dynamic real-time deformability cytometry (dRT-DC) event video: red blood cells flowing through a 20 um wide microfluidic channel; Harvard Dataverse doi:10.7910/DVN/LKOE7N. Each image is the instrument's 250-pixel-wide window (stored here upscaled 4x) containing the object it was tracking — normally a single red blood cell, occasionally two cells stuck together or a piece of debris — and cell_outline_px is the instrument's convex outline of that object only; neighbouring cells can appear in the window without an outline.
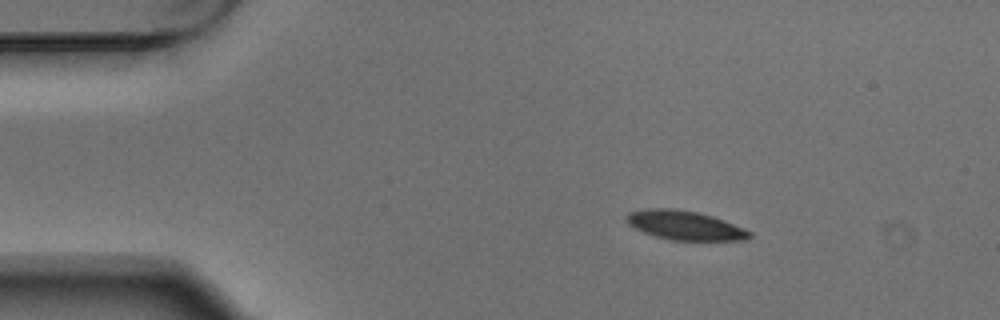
{"species": "Egyptian fruit bat (a non-hibernating species)", "species_latin": "Rousettus aegyptiacus", "temperature_condition": "warm", "stored_images_in_passage": 3, "camera_frame_rate_fps": 3000, "um_per_image_px": 0.085, "animal": {"sex": "male"}, "frame": {"image": 1, "passage_image": 1, "time_ms": 0.0, "image_size_px": [1000, 320], "cell_outline_px": [[752, 236], [748, 240], [672, 240], [656, 236], [644, 232], [628, 224], [624, 220], [624, 216], [628, 212], [648, 208], [676, 208], [696, 212], [712, 216], [724, 220], [752, 232]], "centroid_in_image_um": [58.19, 19.14], "position_along_channel_um": 26.8, "area_um2": 20.92}}